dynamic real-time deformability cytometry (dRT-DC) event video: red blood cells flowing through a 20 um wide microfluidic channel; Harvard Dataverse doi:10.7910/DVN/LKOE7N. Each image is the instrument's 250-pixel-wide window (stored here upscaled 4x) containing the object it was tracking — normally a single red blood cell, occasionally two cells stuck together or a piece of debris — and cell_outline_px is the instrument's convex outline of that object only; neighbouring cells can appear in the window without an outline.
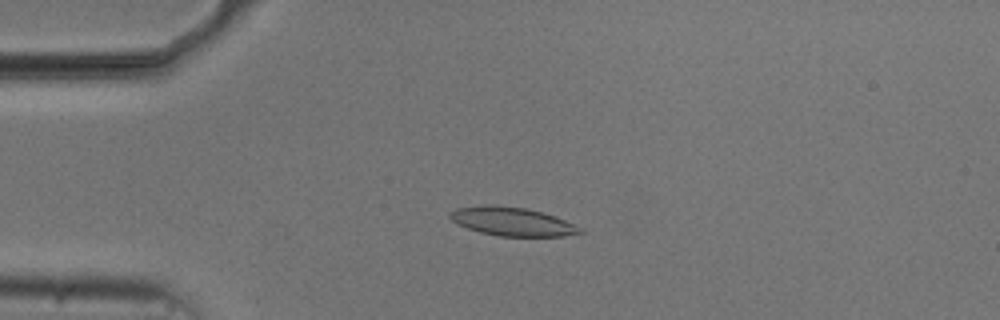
{"species": "common noctule bat (a hibernating species)", "species_latin": "Nyctalus noctula", "temperature_condition": "cold", "stored_images_in_passage": 51, "camera_frame_rate_fps": 3000, "um_per_image_px": 0.085, "animal": {"sex": "male", "body_mass_g": 20.5, "forearm_length_mm": 52.5}, "frame": {"image": 1, "passage_image": 10, "time_ms": 3.0, "image_size_px": [1000, 320], "cell_outline_px": [[584, 232], [564, 236], [500, 236], [480, 232], [456, 224], [448, 216], [456, 208], [484, 204], [492, 204], [524, 208], [556, 216], [584, 228]], "centroid_in_image_um": [43.55, 18.83], "position_along_channel_um": 41.5, "area_um2": 21.73}}
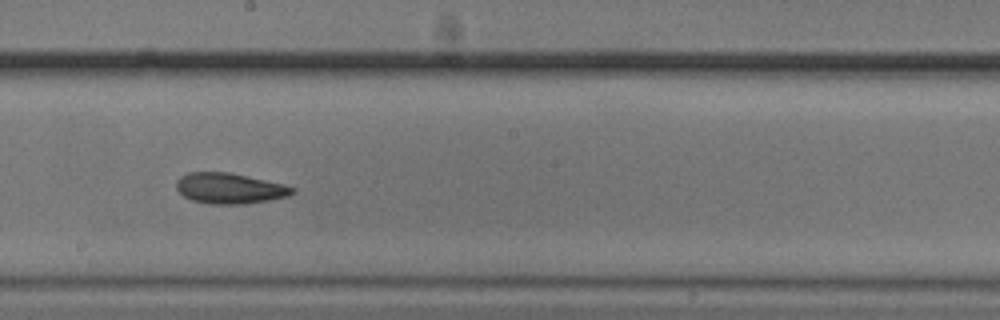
{"frame": {"image": 2, "passage_image": 27, "time_ms": 8.667, "image_size_px": [1000, 320], "cell_outline_px": [[296, 192], [288, 196], [268, 200], [244, 204], [208, 204], [192, 200], [184, 196], [176, 188], [176, 180], [180, 176], [188, 172], [228, 172], [284, 184], [296, 188]], "centroid_in_image_um": [19.51, 16.01], "position_along_channel_um": 228.7, "area_um2": 20.75}}
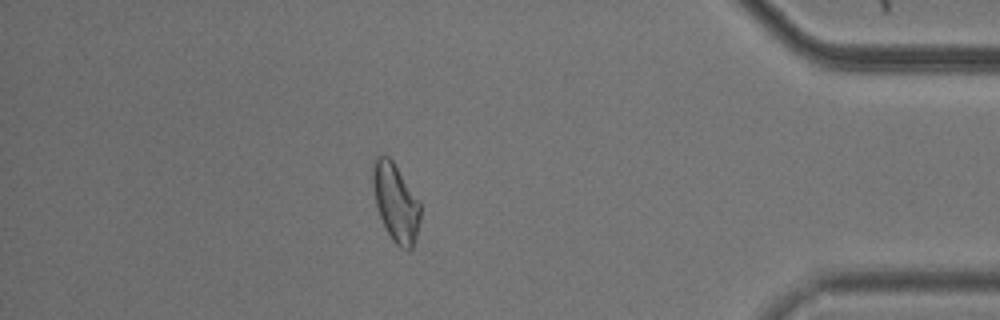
{"frame": {"image": 3, "passage_image": 44, "time_ms": 14.333, "image_size_px": [1000, 320], "cell_outline_px": [[420, 220], [416, 240], [412, 248], [408, 252], [400, 248], [392, 240], [380, 216], [376, 204], [372, 184], [372, 164], [376, 156], [388, 156], [392, 160], [420, 204]], "centroid_in_image_um": [33.63, 17.25], "position_along_channel_um": 401.6, "area_um2": 21.39}, "authors_computed_cell_mechanics": {"area_um2": 21.3282, "velocity_mm_per_s": 3.7449, "shape_relaxation_time_tau1_ms": 2.6385, "shape_relaxation_time_tau2_ms": 4.9444, "deformation_change_tau1": 0.124, "deformation_change_tau2": 0.1367}}